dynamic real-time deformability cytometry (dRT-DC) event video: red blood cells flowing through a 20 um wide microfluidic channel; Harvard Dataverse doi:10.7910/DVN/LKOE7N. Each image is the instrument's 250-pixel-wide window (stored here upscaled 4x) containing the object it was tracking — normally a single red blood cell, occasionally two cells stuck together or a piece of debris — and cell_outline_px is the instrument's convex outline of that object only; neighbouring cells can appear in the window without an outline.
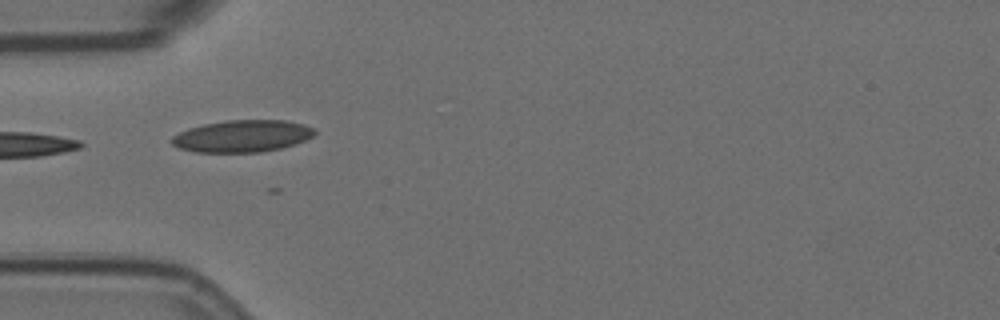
{"species": "Egyptian fruit bat (a non-hibernating species)", "species_latin": "Rousettus aegyptiacus", "temperature_condition": "room temperature", "stored_images_in_passage": 7, "camera_frame_rate_fps": 3000, "um_per_image_px": 0.085, "animal": {"sex": "female"}, "frame": {"image": 1, "passage_image": 1, "time_ms": 0.0, "image_size_px": [1000, 320], "cell_outline_px": [[316, 132], [312, 136], [304, 140], [280, 148], [260, 152], [196, 152], [180, 148], [172, 144], [172, 136], [188, 128], [204, 124], [224, 120], [284, 120], [304, 124], [312, 128]], "centroid_in_image_um": [20.57, 11.56], "position_along_channel_um": 64.4, "area_um2": 26.41}}